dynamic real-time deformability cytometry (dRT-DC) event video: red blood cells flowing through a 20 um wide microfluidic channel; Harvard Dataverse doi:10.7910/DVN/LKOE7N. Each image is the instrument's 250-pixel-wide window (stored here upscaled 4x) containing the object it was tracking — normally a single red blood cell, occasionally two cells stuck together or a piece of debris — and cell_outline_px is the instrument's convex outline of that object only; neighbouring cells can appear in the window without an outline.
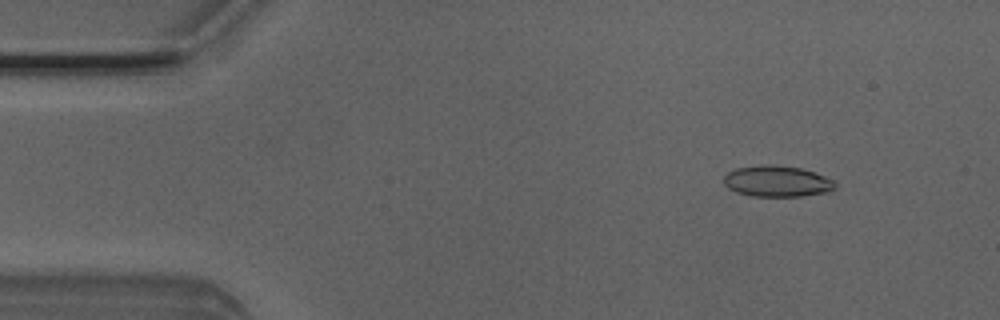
{"species": "Egyptian fruit bat (a non-hibernating species)", "species_latin": "Rousettus aegyptiacus", "temperature_condition": "room temperature", "stored_images_in_passage": 3, "camera_frame_rate_fps": 3000, "um_per_image_px": 0.085, "animal": {"sex": "male"}, "frame": {"image": 1, "passage_image": 1, "time_ms": 0.0, "image_size_px": [1000, 320], "cell_outline_px": [[836, 188], [828, 192], [800, 196], [752, 196], [736, 192], [728, 188], [724, 184], [724, 176], [728, 172], [736, 168], [768, 164], [800, 168], [824, 176], [832, 180], [836, 184]], "centroid_in_image_um": [66.03, 15.41], "position_along_channel_um": 19.0, "area_um2": 20.0}}